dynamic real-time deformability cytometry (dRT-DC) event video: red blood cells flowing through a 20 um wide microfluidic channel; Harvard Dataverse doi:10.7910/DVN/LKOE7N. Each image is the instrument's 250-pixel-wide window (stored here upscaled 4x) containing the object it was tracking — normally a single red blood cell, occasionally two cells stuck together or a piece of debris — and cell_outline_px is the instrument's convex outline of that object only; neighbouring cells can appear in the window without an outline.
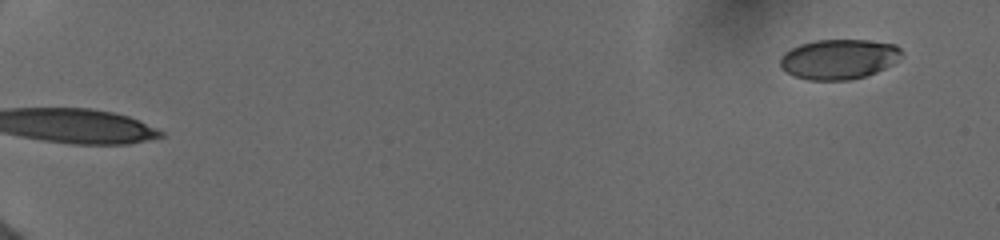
{"species": "human", "species_latin": "Homo sapiens", "temperature_condition": "cold", "stored_images_in_passage": 67, "camera_frame_rate_fps": 3000, "um_per_image_px": 0.085, "donor": {"sex": "female"}, "frame": {"image": 1, "passage_image": 1, "time_ms": 0.0, "image_size_px": [1000, 240], "cell_outline_px": [[900, 56], [892, 64], [876, 72], [852, 80], [808, 80], [792, 76], [780, 68], [780, 56], [784, 52], [800, 44], [816, 40], [868, 40], [896, 44], [900, 48]], "centroid_in_image_um": [71.25, 5.03], "position_along_channel_um": 13.8, "area_um2": 28.38}}
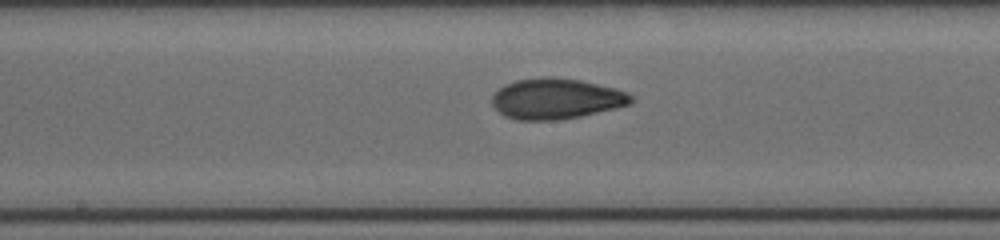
{"frame": {"image": 2, "passage_image": 36, "time_ms": 9.667, "image_size_px": [1000, 240], "cell_outline_px": [[632, 104], [616, 108], [580, 116], [556, 120], [516, 120], [504, 116], [492, 104], [492, 96], [504, 84], [516, 80], [548, 76], [580, 80], [628, 92], [632, 96]], "centroid_in_image_um": [47.26, 8.39], "position_along_channel_um": 200.9, "area_um2": 32.77}}
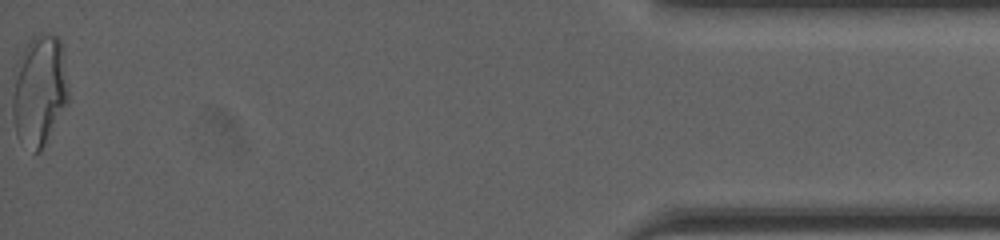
{"frame": {"image": 3, "passage_image": 67, "time_ms": 17.333, "image_size_px": [1000, 240], "cell_outline_px": [[68, 100], [40, 152], [36, 152], [16, 136], [12, 116], [12, 72], [24, 48], [36, 36], [56, 36], [60, 40], [68, 88]], "centroid_in_image_um": [3.29, 7.71], "position_along_channel_um": 431.9, "area_um2": 35.49}, "authors_computed_cell_mechanics": {"area_um2": 31.3276, "velocity_mm_per_s": 3.9497, "shape_relaxation_time_tau1_ms": 7.6974, "shape_relaxation_time_tau2_ms": 1.3868, "deformation_change_tau1": 0.2082, "deformation_change_tau2": 0.0705}}